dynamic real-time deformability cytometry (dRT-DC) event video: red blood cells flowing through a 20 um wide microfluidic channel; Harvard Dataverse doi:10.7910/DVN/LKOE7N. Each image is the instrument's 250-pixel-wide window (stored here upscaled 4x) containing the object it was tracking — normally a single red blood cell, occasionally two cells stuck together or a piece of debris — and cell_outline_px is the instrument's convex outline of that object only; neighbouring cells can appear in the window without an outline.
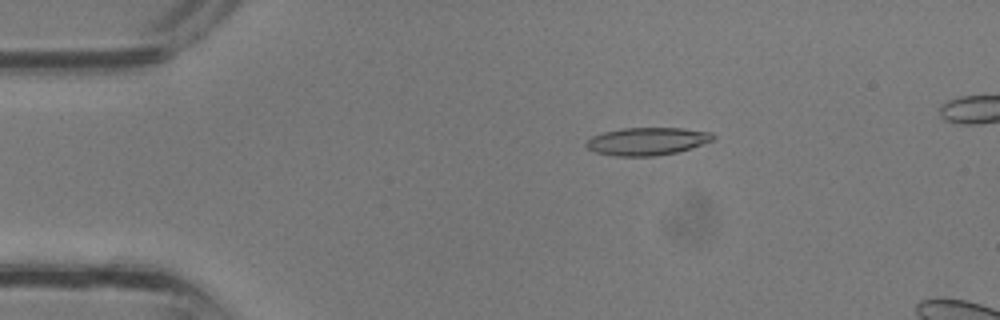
{"species": "common noctule bat (a hibernating species)", "species_latin": "Nyctalus noctula", "temperature_condition": "room temperature", "stored_images_in_passage": 12, "camera_frame_rate_fps": 3000, "um_per_image_px": 0.085, "animal": {"sex": "male", "body_mass_g": 13.3}, "frame": {"image": 1, "passage_image": 7, "time_ms": 2.0, "image_size_px": [1000, 320], "cell_outline_px": [[716, 136], [712, 140], [676, 152], [656, 156], [616, 156], [596, 152], [588, 148], [584, 144], [592, 136], [604, 132], [620, 128], [684, 128], [712, 132]], "centroid_in_image_um": [54.99, 12.0], "position_along_channel_um": 30.0, "area_um2": 20.35}}